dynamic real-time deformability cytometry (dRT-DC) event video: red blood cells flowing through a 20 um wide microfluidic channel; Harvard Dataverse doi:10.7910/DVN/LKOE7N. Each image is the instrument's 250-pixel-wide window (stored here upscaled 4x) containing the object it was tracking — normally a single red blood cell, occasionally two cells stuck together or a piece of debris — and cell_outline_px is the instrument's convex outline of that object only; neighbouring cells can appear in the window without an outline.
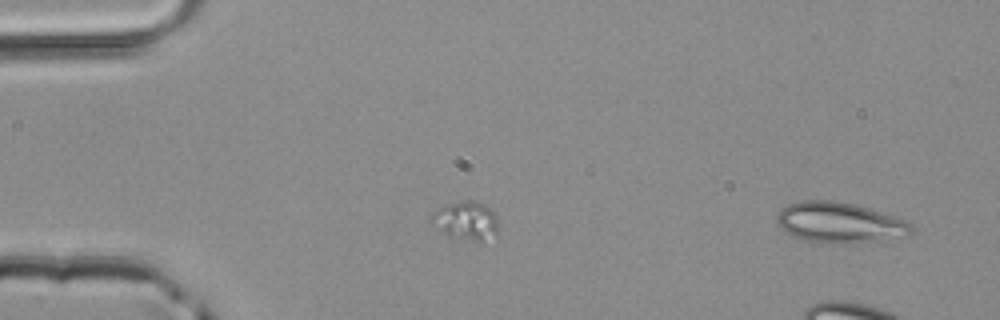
{"species": "common noctule bat (a hibernating species)", "species_latin": "Nyctalus noctula", "temperature_condition": "room temperature", "stored_images_in_passage": 8, "segment_of_instrument_passage": [2, 2], "camera_frame_rate_fps": 3000, "um_per_image_px": 0.085, "animal": {"sex": "male", "body_mass_g": 20.4}, "frame": {"image": 1, "passage_image": 8, "time_ms": 2.333, "image_size_px": [1000, 320], "cell_outline_px": [[912, 232], [908, 236], [848, 244], [832, 244], [804, 240], [792, 236], [776, 220], [776, 216], [788, 204], [800, 200], [832, 200], [856, 204], [896, 216], [912, 224]], "centroid_in_image_um": [71.4, 18.92], "position_along_channel_um": 13.6, "area_um2": 31.85}}